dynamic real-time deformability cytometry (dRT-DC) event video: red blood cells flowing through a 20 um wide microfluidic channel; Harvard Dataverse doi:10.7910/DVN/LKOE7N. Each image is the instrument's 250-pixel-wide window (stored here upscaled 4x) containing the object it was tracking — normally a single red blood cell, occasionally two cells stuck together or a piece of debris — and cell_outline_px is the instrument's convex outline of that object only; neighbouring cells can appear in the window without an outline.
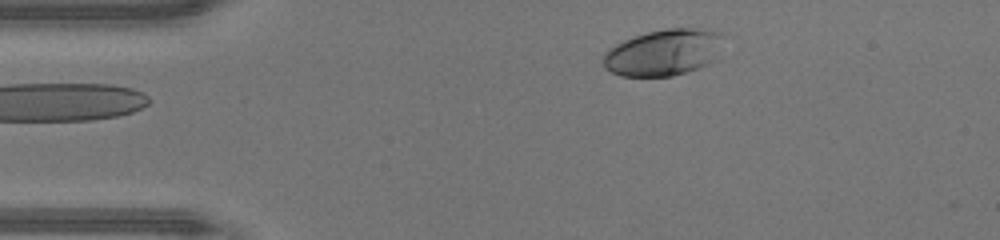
{"species": "human", "species_latin": "Homo sapiens", "temperature_condition": "warm", "stored_images_in_passage": 39, "camera_frame_rate_fps": 3000, "um_per_image_px": 0.085, "donor": {"sex": "male"}, "frame": {"image": 1, "passage_image": 1, "time_ms": 0.0, "image_size_px": [1000, 240], "cell_outline_px": [[724, 36], [708, 64], [672, 76], [620, 76], [604, 68], [604, 52], [616, 44], [624, 40], [648, 32], [664, 28], [692, 28], [724, 32]], "centroid_in_image_um": [56.35, 4.45], "position_along_channel_um": 28.7, "area_um2": 31.96}}
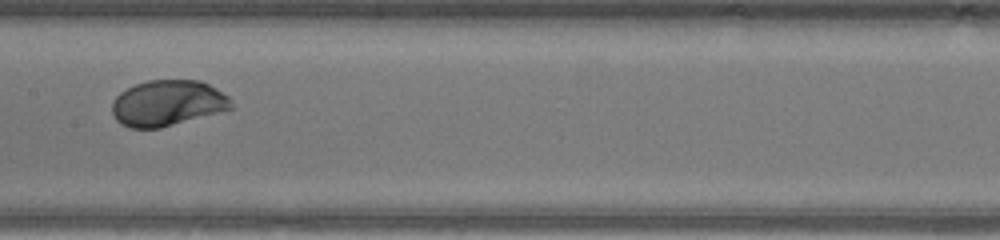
{"frame": {"image": 2, "passage_image": 16, "time_ms": 5.0, "image_size_px": [1000, 240], "cell_outline_px": [[232, 108], [160, 128], [128, 128], [120, 124], [116, 120], [112, 112], [112, 100], [120, 92], [136, 84], [148, 80], [200, 80], [216, 88], [228, 96], [232, 104]], "centroid_in_image_um": [14.2, 8.76], "position_along_channel_um": 193.2, "area_um2": 31.67}}
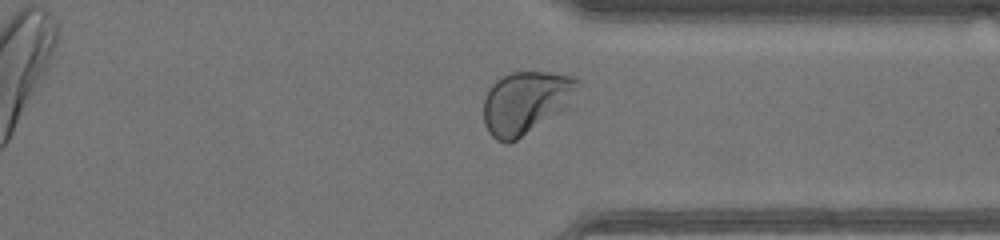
{"frame": {"image": 3, "passage_image": 28, "time_ms": 9.0, "image_size_px": [1000, 240], "cell_outline_px": [[580, 84], [572, 108], [516, 140], [508, 144], [504, 144], [496, 140], [488, 132], [484, 124], [484, 100], [492, 84], [496, 80], [512, 72], [548, 72], [576, 76], [580, 80]], "centroid_in_image_um": [44.79, 8.73], "position_along_channel_um": 366.6, "area_um2": 35.43}, "authors_computed_cell_mechanics": {"area_um2": 32.1368, "velocity_mm_per_s": 4.3687, "shape_relaxation_time_tau1_ms": 1.7897, "shape_relaxation_time_tau2_ms": null, "deformation_change_tau1": 0.1469, "deformation_change_tau2": null}}